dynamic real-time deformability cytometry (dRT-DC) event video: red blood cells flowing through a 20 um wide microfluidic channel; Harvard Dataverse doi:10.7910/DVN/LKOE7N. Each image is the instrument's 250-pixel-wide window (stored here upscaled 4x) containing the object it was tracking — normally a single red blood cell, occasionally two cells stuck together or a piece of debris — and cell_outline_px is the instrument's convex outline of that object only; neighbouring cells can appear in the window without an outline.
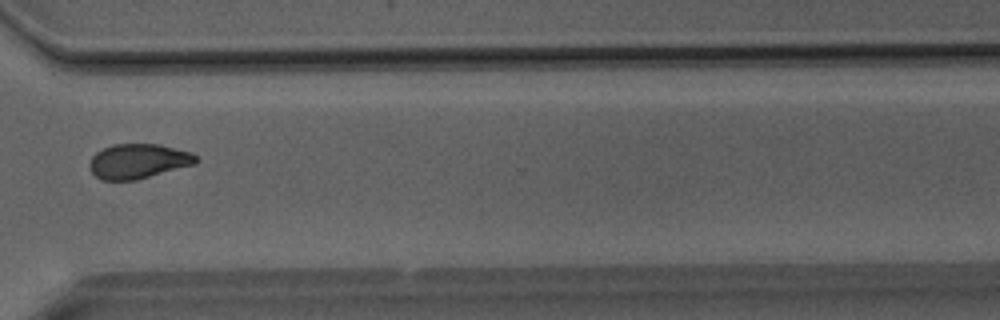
{"species": "Egyptian fruit bat (a non-hibernating species)", "species_latin": "Rousettus aegyptiacus", "temperature_condition": "room temperature", "stored_images_in_passage": 41, "camera_frame_rate_fps": 3000, "um_per_image_px": 0.085, "animal": {"sex": "male"}, "frame": {"image": 1, "passage_image": 31, "time_ms": 10.0, "image_size_px": [1000, 320], "cell_outline_px": [[200, 160], [196, 164], [136, 180], [100, 180], [88, 168], [88, 164], [92, 156], [96, 152], [112, 144], [160, 144], [192, 152]], "centroid_in_image_um": [11.76, 13.7], "position_along_channel_um": 358.8, "area_um2": 21.79}}
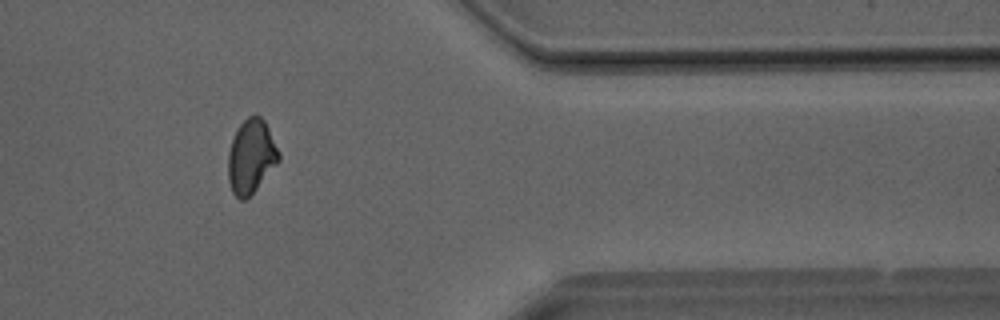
{"frame": {"image": 2, "passage_image": 34, "time_ms": 11.0, "image_size_px": [1000, 320], "cell_outline_px": [[280, 160], [256, 188], [244, 200], [240, 200], [232, 192], [228, 180], [228, 152], [236, 128], [248, 116], [260, 116], [264, 120], [280, 152]], "centroid_in_image_um": [21.33, 13.29], "position_along_channel_um": 390.1, "area_um2": 21.62}}
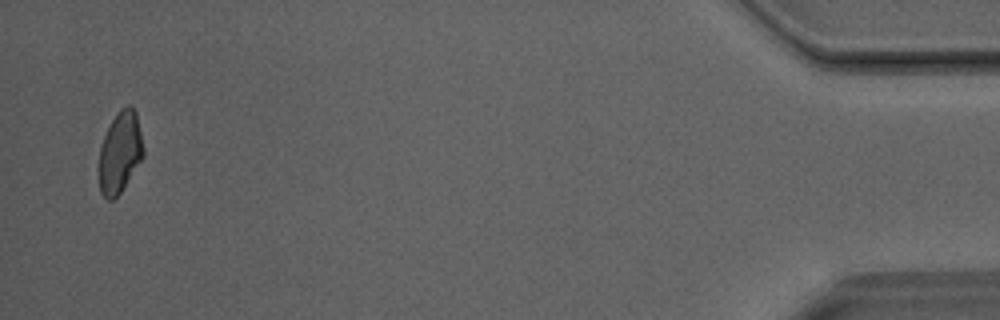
{"frame": {"image": 3, "passage_image": 40, "time_ms": 13.0, "image_size_px": [1000, 320], "cell_outline_px": [[144, 156], [120, 192], [112, 200], [108, 200], [100, 192], [100, 148], [104, 136], [112, 120], [120, 108], [128, 104], [136, 112], [144, 148]], "centroid_in_image_um": [10.22, 12.93], "position_along_channel_um": 425.0, "area_um2": 20.63}}